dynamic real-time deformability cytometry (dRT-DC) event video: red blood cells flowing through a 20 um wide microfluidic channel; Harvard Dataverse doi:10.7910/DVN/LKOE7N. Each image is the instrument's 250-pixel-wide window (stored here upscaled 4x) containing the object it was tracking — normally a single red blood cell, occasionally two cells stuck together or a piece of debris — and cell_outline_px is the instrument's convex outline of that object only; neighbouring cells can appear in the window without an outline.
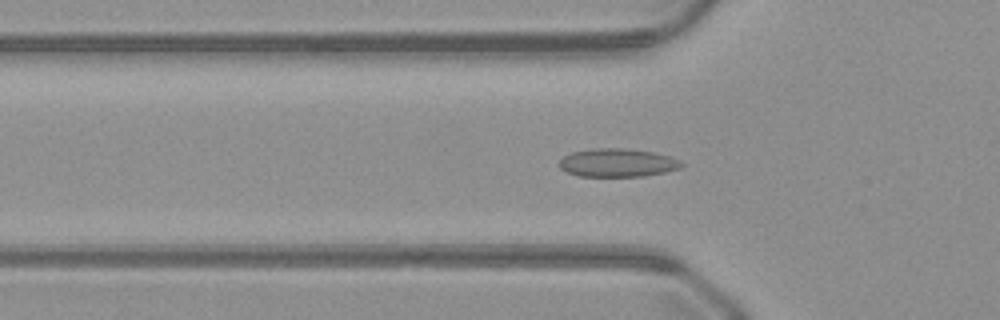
{"species": "common noctule bat (a hibernating species)", "species_latin": "Nyctalus noctula", "temperature_condition": "warm", "stored_images_in_passage": 51, "camera_frame_rate_fps": 3000, "um_per_image_px": 0.085, "animal": {"sex": "male", "body_mass_g": 23.1, "forearm_length_mm": 52.7}, "frame": {"image": 1, "passage_image": 17, "time_ms": 5.333, "image_size_px": [1000, 320], "cell_outline_px": [[684, 164], [680, 168], [664, 172], [644, 176], [580, 176], [568, 172], [560, 168], [560, 160], [564, 156], [572, 152], [592, 148], [624, 148], [656, 152], [672, 156], [680, 160]], "centroid_in_image_um": [52.53, 13.82], "position_along_channel_um": 73.3, "area_um2": 20.23}}
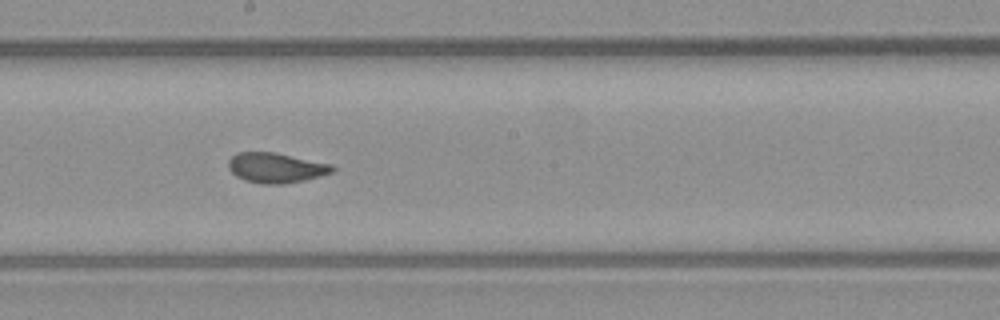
{"frame": {"image": 2, "passage_image": 28, "time_ms": 9.0, "image_size_px": [1000, 320], "cell_outline_px": [[336, 168], [332, 172], [304, 180], [284, 184], [260, 184], [244, 180], [236, 176], [228, 168], [228, 160], [236, 152], [276, 152], [332, 164]], "centroid_in_image_um": [23.43, 14.25], "position_along_channel_um": 224.8, "area_um2": 18.32}}
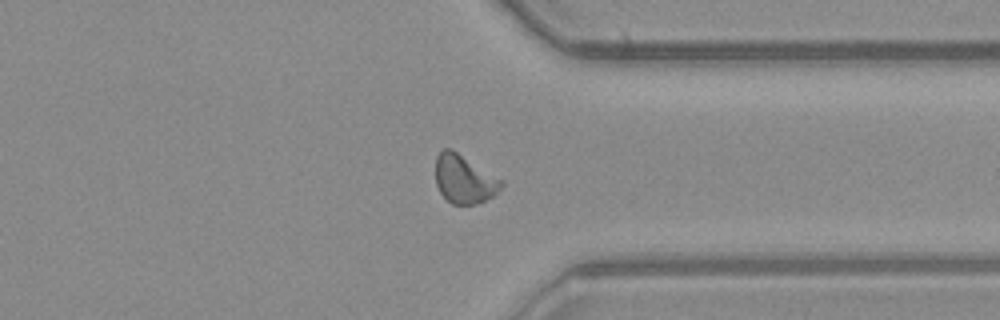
{"frame": {"image": 3, "passage_image": 39, "time_ms": 12.667, "image_size_px": [1000, 320], "cell_outline_px": [[504, 184], [492, 196], [476, 204], [452, 204], [440, 192], [436, 184], [436, 156], [444, 148], [452, 148], [504, 180]], "centroid_in_image_um": [39.46, 15.2], "position_along_channel_um": 371.9, "area_um2": 18.61}}